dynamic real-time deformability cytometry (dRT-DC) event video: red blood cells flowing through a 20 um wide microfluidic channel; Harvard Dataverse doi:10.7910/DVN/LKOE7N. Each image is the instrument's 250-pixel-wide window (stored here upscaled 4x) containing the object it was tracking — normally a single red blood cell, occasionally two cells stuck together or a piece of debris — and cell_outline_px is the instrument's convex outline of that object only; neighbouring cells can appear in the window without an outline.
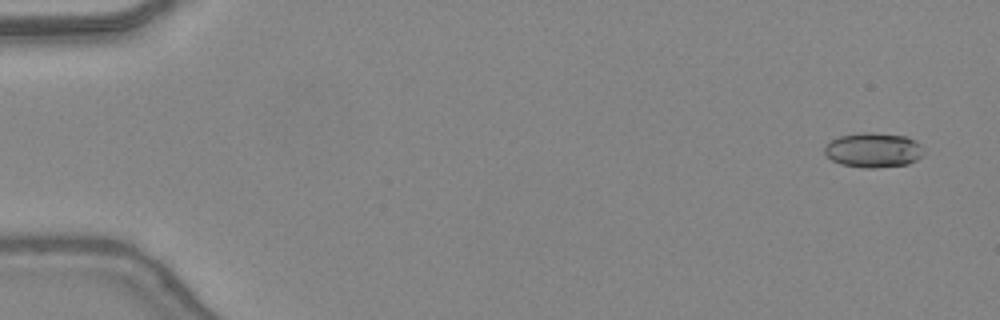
{"species": "common noctule bat (a hibernating species)", "species_latin": "Nyctalus noctula", "temperature_condition": "warm", "stored_images_in_passage": 48, "camera_frame_rate_fps": 3000, "um_per_image_px": 0.085, "animal": {"sex": "female", "body_mass_g": 24.6, "forearm_length_mm": 56.2}, "frame": {"image": 1, "passage_image": 3, "time_ms": 0.667, "image_size_px": [1000, 320], "cell_outline_px": [[924, 152], [916, 160], [908, 164], [876, 168], [864, 168], [840, 164], [832, 160], [824, 152], [824, 148], [832, 140], [840, 136], [864, 132], [872, 132], [904, 136], [920, 144]], "centroid_in_image_um": [74.23, 12.77], "position_along_channel_um": 10.8, "area_um2": 19.88}}
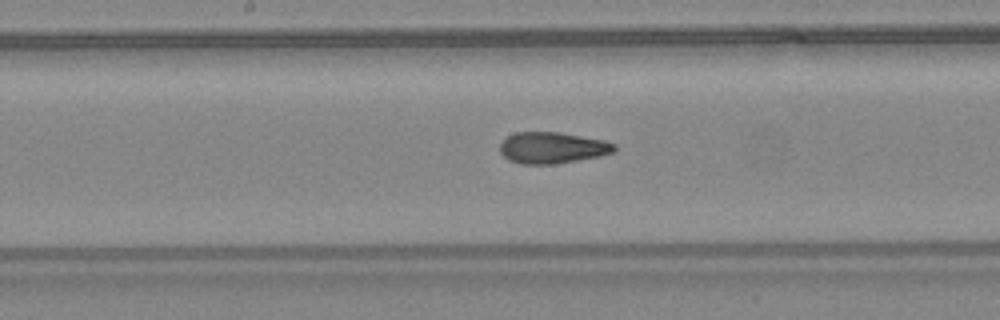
{"frame": {"image": 2, "passage_image": 26, "time_ms": 8.333, "image_size_px": [1000, 320], "cell_outline_px": [[616, 152], [600, 156], [552, 164], [520, 164], [508, 160], [500, 152], [500, 144], [508, 136], [516, 132], [560, 132], [604, 140], [616, 144]], "centroid_in_image_um": [46.96, 12.56], "position_along_channel_um": 201.2, "area_um2": 20.92}}
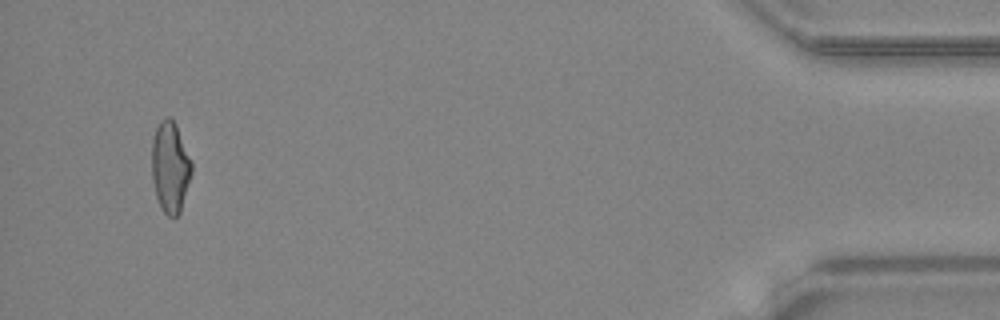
{"frame": {"image": 3, "passage_image": 46, "time_ms": 15.0, "image_size_px": [1000, 320], "cell_outline_px": [[192, 172], [180, 212], [176, 216], [168, 216], [164, 212], [156, 196], [152, 180], [152, 140], [156, 128], [160, 120], [168, 116], [176, 124], [192, 160]], "centroid_in_image_um": [14.47, 14.17], "position_along_channel_um": 420.7, "area_um2": 21.1}, "authors_computed_cell_mechanics": {"area_um2": 20.9814, "velocity_mm_per_s": 4.4319, "shape_relaxation_time_tau1_ms": null, "shape_relaxation_time_tau2_ms": 1.5785, "deformation_change_tau1": null, "deformation_change_tau2": 0.0891}}